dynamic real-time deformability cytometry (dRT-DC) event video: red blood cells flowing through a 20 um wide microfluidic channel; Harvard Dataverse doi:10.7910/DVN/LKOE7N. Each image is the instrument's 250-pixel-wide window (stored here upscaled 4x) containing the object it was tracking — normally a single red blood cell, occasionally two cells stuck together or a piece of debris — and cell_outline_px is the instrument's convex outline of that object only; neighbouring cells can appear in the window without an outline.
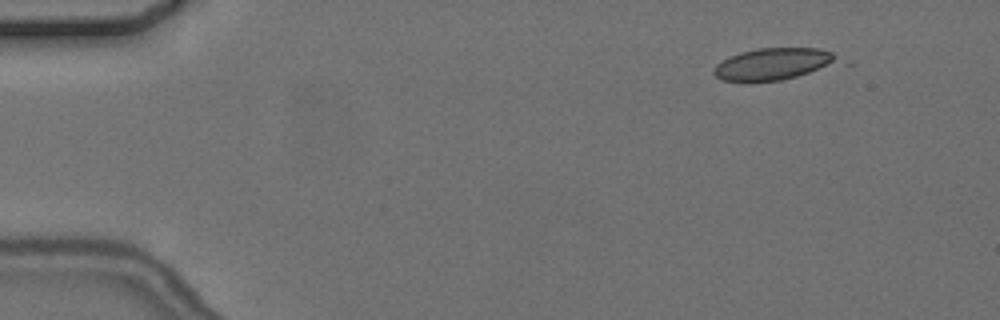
{"species": "common noctule bat (a hibernating species)", "species_latin": "Nyctalus noctula", "temperature_condition": "cold", "stored_images_in_passage": 6, "camera_frame_rate_fps": 3000, "um_per_image_px": 0.085, "animal": {"sex": "female", "body_mass_g": 24.6, "forearm_length_mm": 56.2}, "frame": {"image": 1, "passage_image": 1, "time_ms": 0.0, "image_size_px": [1000, 320], "cell_outline_px": [[852, 64], [780, 80], [752, 84], [720, 80], [712, 72], [712, 68], [716, 64], [728, 56], [740, 52], [760, 48], [820, 48], [832, 52]], "centroid_in_image_um": [65.9, 5.47], "position_along_channel_um": 19.1, "area_um2": 24.85}}
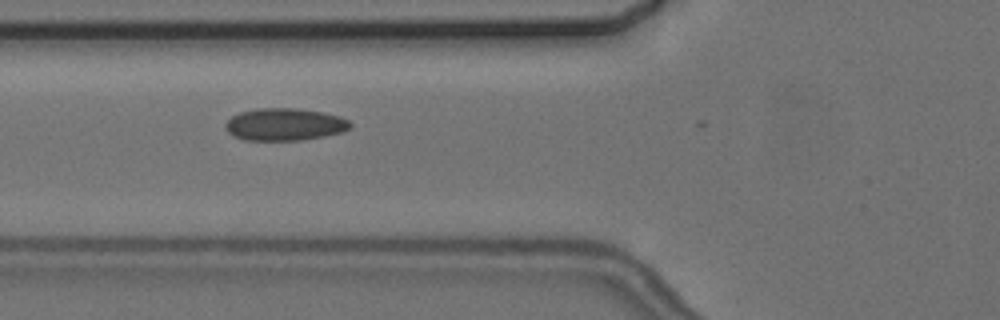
{"frame": {"image": 2, "passage_image": 5, "time_ms": 5.0, "image_size_px": [1000, 320], "cell_outline_px": [[352, 128], [344, 132], [324, 136], [300, 140], [244, 140], [232, 136], [224, 128], [224, 124], [232, 116], [240, 112], [256, 108], [296, 108], [324, 112], [340, 116], [348, 120], [352, 124]], "centroid_in_image_um": [24.2, 10.57], "position_along_channel_um": 101.6, "area_um2": 23.81}}